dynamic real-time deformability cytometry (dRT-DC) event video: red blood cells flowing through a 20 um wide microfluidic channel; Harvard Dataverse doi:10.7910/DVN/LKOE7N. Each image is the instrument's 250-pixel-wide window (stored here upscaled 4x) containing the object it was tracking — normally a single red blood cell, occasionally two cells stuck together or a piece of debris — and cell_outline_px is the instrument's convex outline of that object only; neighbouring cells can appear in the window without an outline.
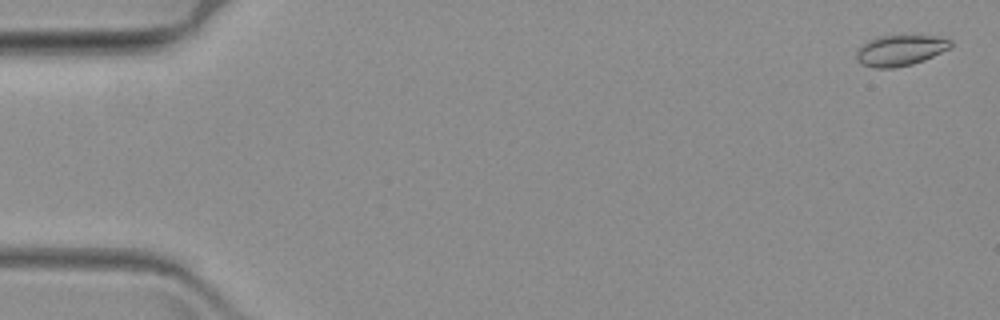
{"species": "common noctule bat (a hibernating species)", "species_latin": "Nyctalus noctula", "temperature_condition": "warm", "stored_images_in_passage": 49, "camera_frame_rate_fps": 3000, "um_per_image_px": 0.085, "animal": {"sex": "female", "body_mass_g": 19.3, "forearm_length_mm": 54.1}, "frame": {"image": 1, "passage_image": 2, "time_ms": 0.333, "image_size_px": [1000, 320], "cell_outline_px": [[952, 48], [924, 60], [912, 64], [892, 68], [872, 68], [860, 64], [856, 60], [856, 52], [860, 44], [876, 36], [940, 36], [952, 40]], "centroid_in_image_um": [76.5, 4.28], "position_along_channel_um": 8.5, "area_um2": 17.22}}
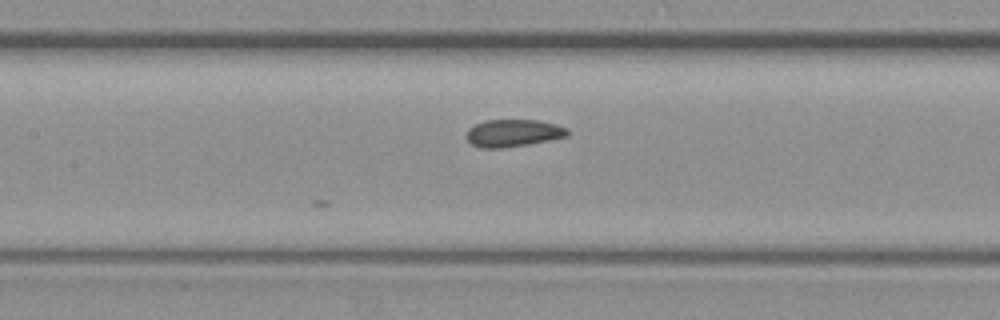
{"frame": {"image": 2, "passage_image": 30, "time_ms": 9.667, "image_size_px": [1000, 320], "cell_outline_px": [[568, 136], [528, 144], [500, 148], [480, 148], [472, 144], [468, 140], [468, 128], [476, 124], [488, 120], [540, 120], [556, 124], [568, 128]], "centroid_in_image_um": [43.65, 11.3], "position_along_channel_um": 163.8, "area_um2": 15.95}}
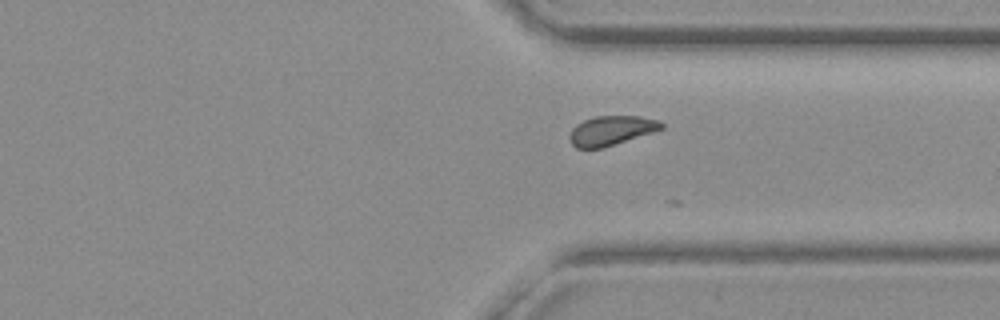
{"frame": {"image": 3, "passage_image": 48, "time_ms": 15.667, "image_size_px": [1000, 320], "cell_outline_px": [[664, 128], [604, 148], [576, 148], [572, 144], [568, 136], [572, 128], [576, 124], [584, 120], [596, 116], [640, 116], [660, 120], [664, 124]], "centroid_in_image_um": [51.95, 11.09], "position_along_channel_um": 359.4, "area_um2": 15.84}}